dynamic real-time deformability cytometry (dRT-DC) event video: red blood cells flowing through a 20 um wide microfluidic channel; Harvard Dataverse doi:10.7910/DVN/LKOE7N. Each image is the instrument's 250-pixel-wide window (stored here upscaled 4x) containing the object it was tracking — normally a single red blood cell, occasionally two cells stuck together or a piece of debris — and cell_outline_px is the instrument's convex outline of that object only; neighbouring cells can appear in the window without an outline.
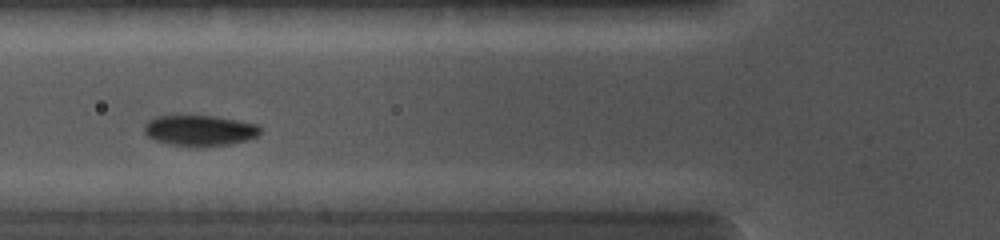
{"species": "common noctule bat (a hibernating species)", "species_latin": "Nyctalus noctula", "temperature_condition": "cold", "stored_images_in_passage": 5, "camera_frame_rate_fps": 5000, "um_per_image_px": 0.085, "animal": {"sex": "female", "body_mass_g": 19.0, "forearm_length_mm": 56.7}, "frame": {"image": 1, "passage_image": 4, "time_ms": 3.2, "image_size_px": [1000, 240], "cell_outline_px": [[260, 132], [256, 136], [248, 140], [228, 144], [200, 148], [188, 148], [156, 140], [148, 136], [144, 132], [144, 124], [148, 120], [156, 116], [216, 116], [256, 124], [260, 128]], "centroid_in_image_um": [16.95, 11.11], "position_along_channel_um": 108.8, "area_um2": 20.92}}